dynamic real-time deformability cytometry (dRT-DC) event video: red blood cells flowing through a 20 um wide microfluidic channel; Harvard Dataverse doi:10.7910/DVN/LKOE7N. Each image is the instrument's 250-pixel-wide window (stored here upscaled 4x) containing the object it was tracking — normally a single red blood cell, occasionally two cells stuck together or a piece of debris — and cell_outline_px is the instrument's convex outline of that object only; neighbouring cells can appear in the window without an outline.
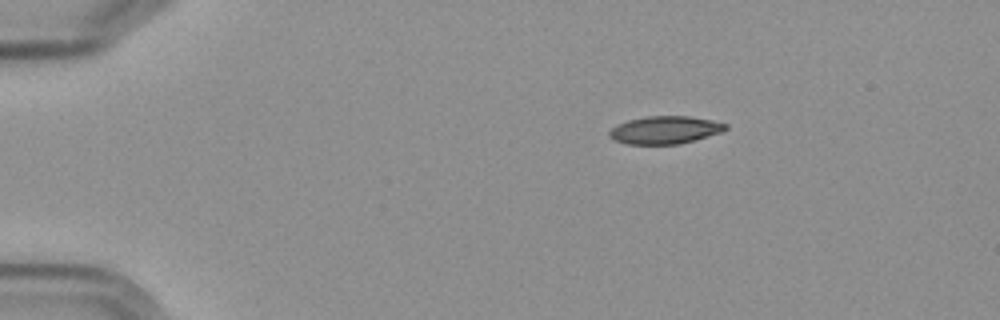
{"species": "Egyptian fruit bat (a non-hibernating species)", "species_latin": "Rousettus aegyptiacus", "temperature_condition": "cold", "stored_images_in_passage": 3, "camera_frame_rate_fps": 3000, "um_per_image_px": 0.085, "frame": {"image": 1, "passage_image": 1, "time_ms": 0.0, "image_size_px": [1000, 320], "cell_outline_px": [[728, 128], [724, 132], [696, 140], [680, 144], [624, 144], [612, 140], [608, 136], [608, 132], [612, 128], [628, 120], [648, 116], [688, 116], [712, 120], [728, 124]], "centroid_in_image_um": [56.55, 11.06], "position_along_channel_um": 28.5, "area_um2": 19.02}}